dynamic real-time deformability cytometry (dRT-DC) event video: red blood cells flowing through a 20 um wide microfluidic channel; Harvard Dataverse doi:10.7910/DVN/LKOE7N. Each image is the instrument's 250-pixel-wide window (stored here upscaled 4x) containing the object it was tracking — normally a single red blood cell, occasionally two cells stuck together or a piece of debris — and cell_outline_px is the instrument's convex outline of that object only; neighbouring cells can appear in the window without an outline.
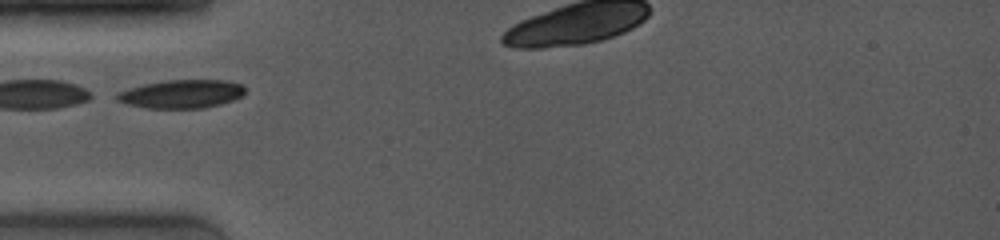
{"species": "common noctule bat (a hibernating species)", "species_latin": "Nyctalus noctula", "temperature_condition": "room temperature", "stored_images_in_passage": 40, "camera_frame_rate_fps": 4000, "um_per_image_px": 0.085, "animal": {"sex": "female", "body_mass_g": 19.0, "forearm_length_mm": 53.3}, "frame": {"image": 1, "passage_image": 1, "time_ms": 0.0, "image_size_px": [1000, 240], "cell_outline_px": [[244, 96], [220, 104], [204, 108], [144, 108], [128, 104], [116, 100], [116, 92], [144, 84], [168, 80], [224, 80], [240, 84], [244, 88]], "centroid_in_image_um": [15.42, 7.99], "position_along_channel_um": 69.6, "area_um2": 21.15}}